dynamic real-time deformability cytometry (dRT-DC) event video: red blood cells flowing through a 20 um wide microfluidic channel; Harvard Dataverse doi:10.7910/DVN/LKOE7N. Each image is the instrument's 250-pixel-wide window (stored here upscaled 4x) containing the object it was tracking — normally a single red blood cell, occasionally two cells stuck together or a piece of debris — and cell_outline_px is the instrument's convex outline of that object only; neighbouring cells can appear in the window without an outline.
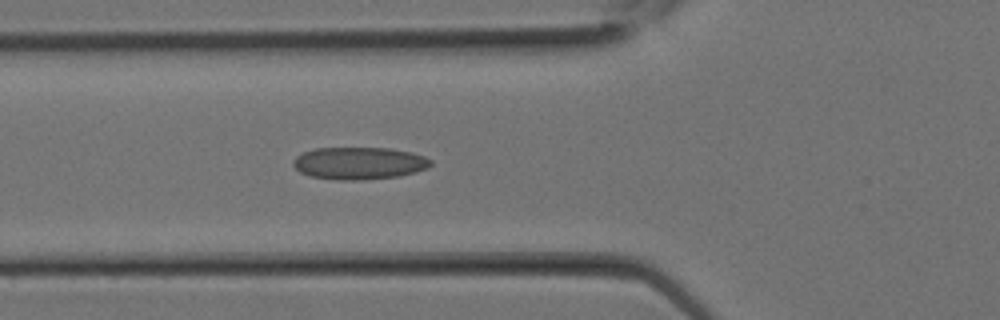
{"species": "Egyptian fruit bat (a non-hibernating species)", "species_latin": "Rousettus aegyptiacus", "temperature_condition": "room temperature", "stored_images_in_passage": 9, "camera_frame_rate_fps": 3000, "um_per_image_px": 0.085, "animal": {"sex": "female"}, "frame": {"image": 1, "passage_image": 9, "time_ms": 2.667, "image_size_px": [1000, 320], "cell_outline_px": [[432, 164], [428, 168], [416, 172], [400, 176], [360, 180], [336, 180], [312, 176], [300, 172], [292, 164], [292, 160], [296, 156], [304, 152], [316, 148], [388, 148], [412, 152], [424, 156], [432, 160]], "centroid_in_image_um": [30.55, 13.87], "position_along_channel_um": 95.3, "area_um2": 26.01}}